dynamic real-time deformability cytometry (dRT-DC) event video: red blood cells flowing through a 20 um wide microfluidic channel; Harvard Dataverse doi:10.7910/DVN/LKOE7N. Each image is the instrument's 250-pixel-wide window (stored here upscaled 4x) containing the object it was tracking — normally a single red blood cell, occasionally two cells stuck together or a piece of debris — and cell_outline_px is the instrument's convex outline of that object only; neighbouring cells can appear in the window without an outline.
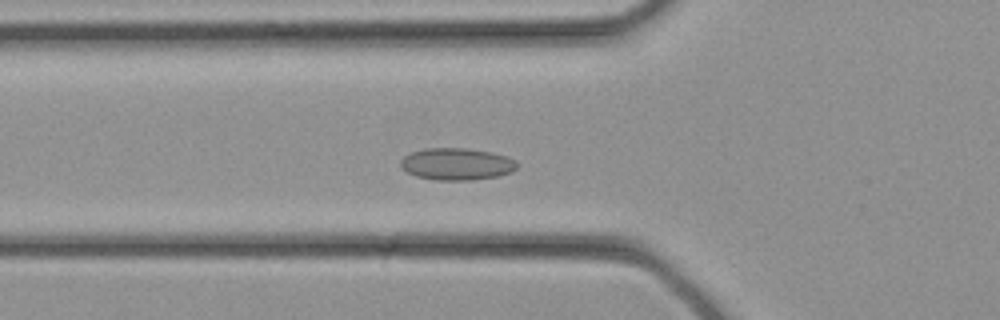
{"species": "common noctule bat (a hibernating species)", "species_latin": "Nyctalus noctula", "temperature_condition": "cold", "stored_images_in_passage": 33, "camera_frame_rate_fps": 3000, "um_per_image_px": 0.085, "animal": {"sex": "female", "body_mass_g": 21.9}, "frame": {"image": 1, "passage_image": 11, "time_ms": 3.333, "image_size_px": [1000, 320], "cell_outline_px": [[520, 164], [512, 172], [496, 176], [472, 180], [436, 180], [416, 176], [400, 168], [400, 160], [404, 156], [412, 152], [424, 148], [468, 148], [492, 152], [508, 156], [516, 160]], "centroid_in_image_um": [38.84, 13.93], "position_along_channel_um": 87.0, "area_um2": 21.96}}
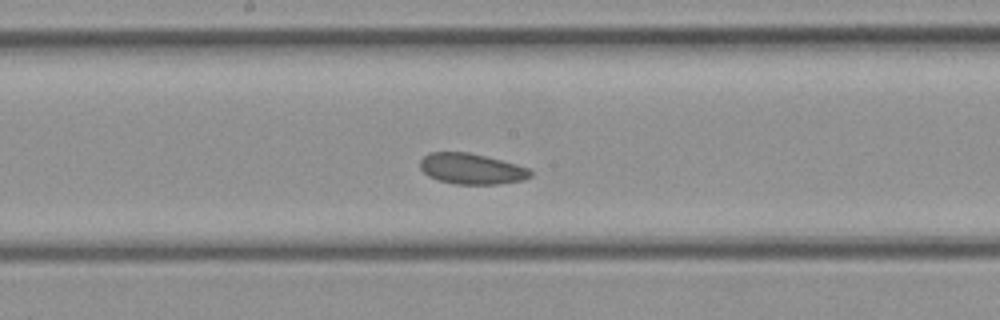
{"frame": {"image": 2, "passage_image": 17, "time_ms": 5.333, "image_size_px": [1000, 320], "cell_outline_px": [[532, 176], [524, 180], [496, 184], [456, 184], [440, 180], [428, 176], [420, 168], [420, 160], [428, 152], [468, 152], [516, 164], [528, 168], [532, 172]], "centroid_in_image_um": [40.07, 14.35], "position_along_channel_um": 208.1, "area_um2": 19.65}}
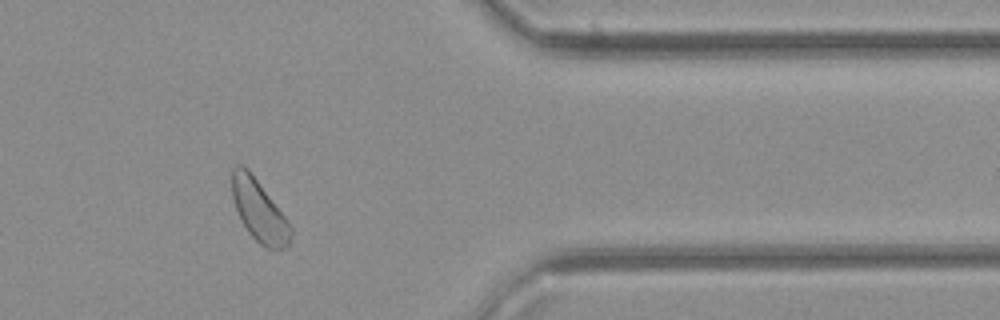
{"frame": {"image": 3, "passage_image": 27, "time_ms": 8.667, "image_size_px": [1000, 320], "cell_outline_px": [[292, 232], [288, 244], [284, 248], [268, 248], [260, 244], [248, 232], [240, 220], [232, 196], [232, 168], [236, 164], [244, 164], [248, 168], [288, 220], [292, 228]], "centroid_in_image_um": [22.0, 17.87], "position_along_channel_um": 389.4, "area_um2": 20.98}}